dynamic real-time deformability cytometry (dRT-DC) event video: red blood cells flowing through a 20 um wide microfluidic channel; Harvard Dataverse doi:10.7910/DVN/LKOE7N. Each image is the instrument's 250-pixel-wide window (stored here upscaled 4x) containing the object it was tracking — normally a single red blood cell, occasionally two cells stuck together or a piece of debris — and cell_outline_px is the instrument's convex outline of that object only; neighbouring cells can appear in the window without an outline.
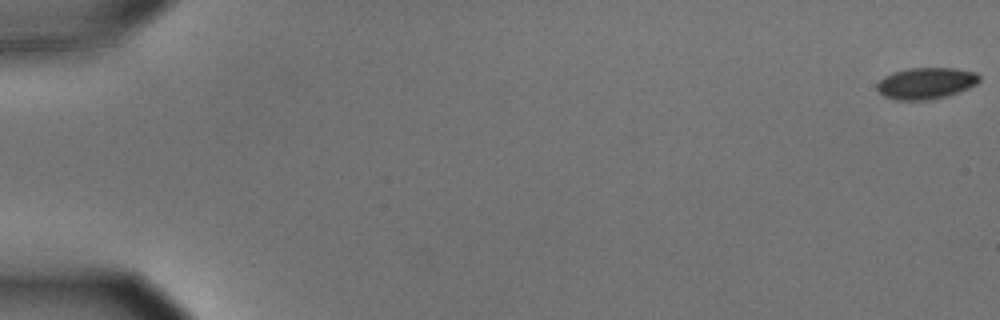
{"species": "common noctule bat (a hibernating species)", "species_latin": "Nyctalus noctula", "temperature_condition": "cold", "stored_images_in_passage": 57, "camera_frame_rate_fps": 3000, "um_per_image_px": 0.085, "animal": {"sex": "male", "body_mass_g": 15.6}, "frame": {"image": 1, "passage_image": 1, "time_ms": 0.0, "image_size_px": [1000, 320], "cell_outline_px": [[980, 80], [976, 84], [968, 88], [948, 96], [928, 100], [896, 100], [884, 96], [876, 88], [876, 84], [884, 76], [892, 72], [908, 68], [956, 68], [976, 72], [980, 76]], "centroid_in_image_um": [78.71, 7.07], "position_along_channel_um": 6.3, "area_um2": 18.9}}
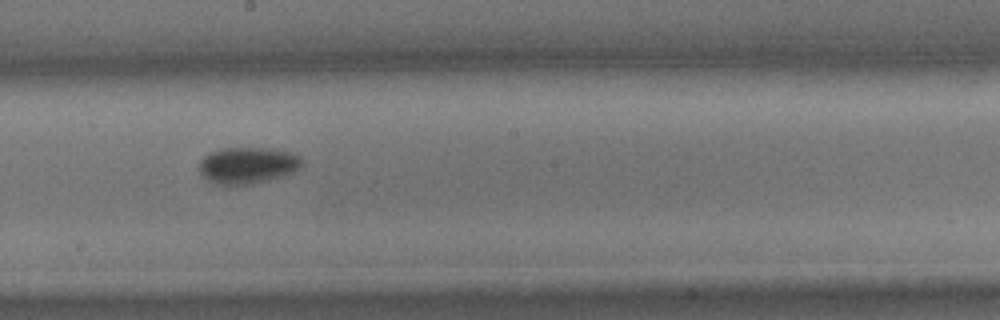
{"frame": {"image": 2, "passage_image": 33, "time_ms": 10.667, "image_size_px": [1000, 320], "cell_outline_px": [[304, 160], [300, 168], [292, 172], [280, 176], [252, 184], [216, 184], [208, 180], [200, 172], [200, 160], [204, 156], [212, 152], [224, 148], [264, 148], [292, 152], [300, 156]], "centroid_in_image_um": [21.07, 14.04], "position_along_channel_um": 227.1, "area_um2": 21.56}}
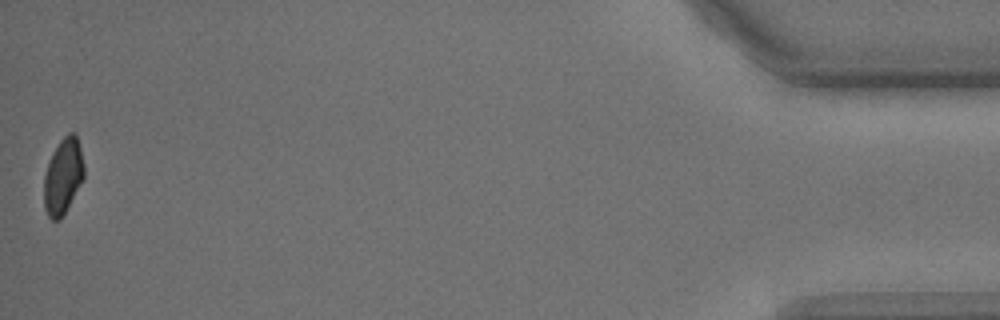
{"frame": {"image": 3, "passage_image": 57, "time_ms": 18.667, "image_size_px": [1000, 320], "cell_outline_px": [[84, 180], [60, 220], [52, 220], [48, 216], [44, 208], [44, 176], [52, 152], [60, 140], [68, 132], [72, 132], [76, 136], [80, 148], [84, 164]], "centroid_in_image_um": [5.36, 14.99], "position_along_channel_um": 429.8, "area_um2": 17.74}, "authors_computed_cell_mechanics": {"area_um2": 19.941, "velocity_mm_per_s": 3.6023, "shape_relaxation_time_tau1_ms": 3.4341, "shape_relaxation_time_tau2_ms": null, "deformation_change_tau1": 0.0792, "deformation_change_tau2": null}}